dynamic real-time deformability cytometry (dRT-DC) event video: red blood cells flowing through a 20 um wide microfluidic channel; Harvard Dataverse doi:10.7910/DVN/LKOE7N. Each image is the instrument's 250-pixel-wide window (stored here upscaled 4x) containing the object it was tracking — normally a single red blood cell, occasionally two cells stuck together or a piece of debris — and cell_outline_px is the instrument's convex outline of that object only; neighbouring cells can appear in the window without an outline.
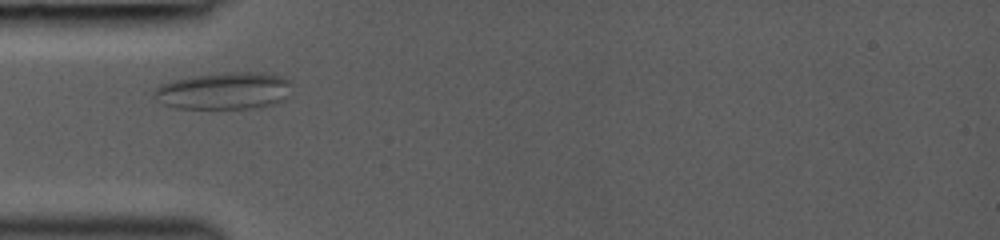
{"species": "common noctule bat (a hibernating species)", "species_latin": "Nyctalus noctula", "temperature_condition": "room temperature", "stored_images_in_passage": 3, "camera_frame_rate_fps": 3000, "um_per_image_px": 0.085, "animal": {"sex": "female", "body_mass_g": 19.0, "forearm_length_mm": 53.3}, "frame": {"image": 1, "passage_image": 2, "time_ms": 1.0, "image_size_px": [1000, 240], "cell_outline_px": [[292, 96], [284, 100], [272, 104], [252, 108], [176, 108], [164, 104], [152, 96], [152, 92], [160, 84], [172, 80], [192, 76], [232, 72], [264, 72], [280, 76], [288, 80]], "centroid_in_image_um": [19.05, 7.72], "position_along_channel_um": 65.9, "area_um2": 29.88}}
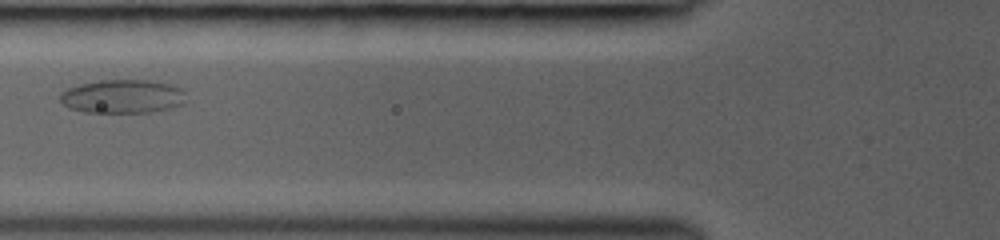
{"frame": {"image": 2, "passage_image": 3, "time_ms": 2.333, "image_size_px": [1000, 240], "cell_outline_px": [[184, 92], [180, 104], [168, 108], [152, 112], [84, 112], [68, 108], [60, 100], [60, 92], [68, 88], [80, 84], [96, 80], [148, 80], [172, 84], [184, 88]], "centroid_in_image_um": [10.37, 8.18], "position_along_channel_um": 115.4, "area_um2": 24.62}}